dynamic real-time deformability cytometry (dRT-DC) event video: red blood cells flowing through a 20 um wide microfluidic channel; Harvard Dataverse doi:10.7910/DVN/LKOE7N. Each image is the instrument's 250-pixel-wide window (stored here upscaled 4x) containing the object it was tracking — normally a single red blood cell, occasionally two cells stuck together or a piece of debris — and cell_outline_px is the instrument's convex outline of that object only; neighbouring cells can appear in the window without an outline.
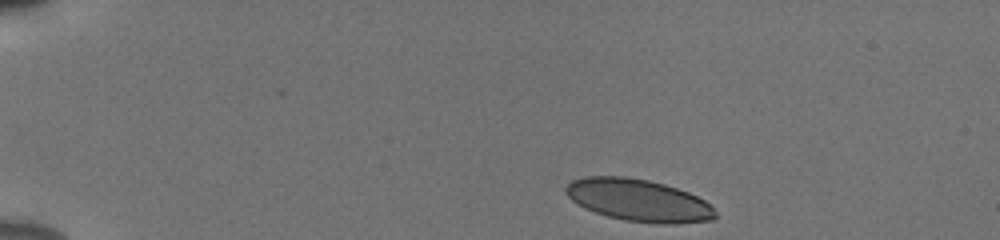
{"species": "human", "species_latin": "Homo sapiens", "temperature_condition": "cold", "stored_images_in_passage": 45, "camera_frame_rate_fps": 3000, "um_per_image_px": 0.085, "donor": {"sex": "male"}, "frame": {"image": 1, "passage_image": 1, "time_ms": 0.0, "image_size_px": [1000, 240], "cell_outline_px": [[716, 216], [712, 220], [676, 224], [664, 224], [624, 220], [608, 216], [584, 208], [572, 200], [564, 192], [564, 188], [572, 180], [584, 176], [624, 176], [648, 180], [664, 184], [688, 192], [704, 200], [716, 212]], "centroid_in_image_um": [54.25, 17.02], "position_along_channel_um": 30.7, "area_um2": 36.65}}
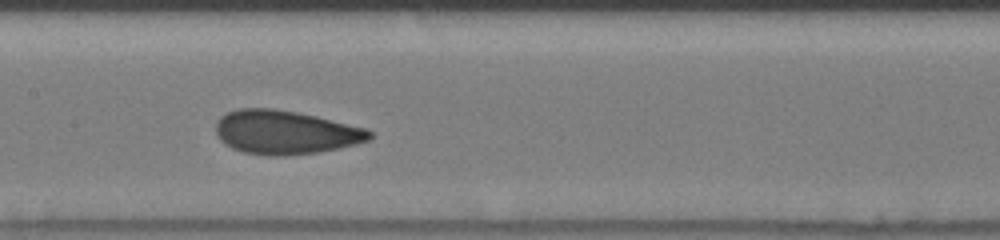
{"frame": {"image": 2, "passage_image": 20, "time_ms": 6.333, "image_size_px": [1000, 240], "cell_outline_px": [[372, 136], [368, 140], [356, 144], [320, 152], [276, 156], [272, 156], [244, 152], [232, 148], [224, 144], [216, 136], [216, 124], [220, 116], [228, 112], [240, 108], [272, 108], [296, 112], [316, 116], [364, 128], [372, 132]], "centroid_in_image_um": [24.21, 11.24], "position_along_channel_um": 183.2, "area_um2": 39.02}}
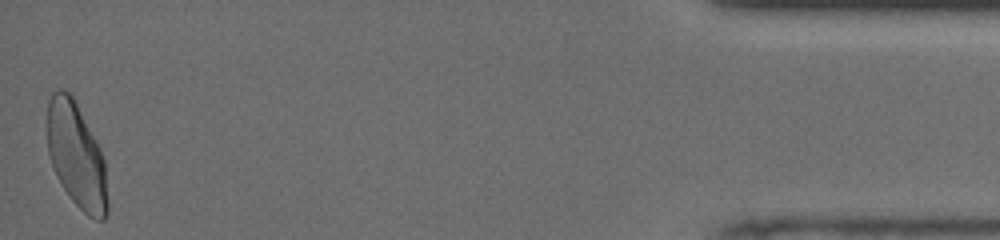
{"frame": {"image": 3, "passage_image": 45, "time_ms": 14.667, "image_size_px": [1000, 240], "cell_outline_px": [[108, 212], [104, 220], [96, 220], [88, 216], [72, 200], [56, 176], [48, 152], [48, 100], [52, 92], [60, 88], [64, 88], [72, 96], [96, 140], [100, 148], [104, 160], [108, 200]], "centroid_in_image_um": [6.51, 13.23], "position_along_channel_um": 428.7, "area_um2": 36.7}, "authors_computed_cell_mechanics": {"area_um2": 37.9168, "velocity_mm_per_s": 3.8409, "shape_relaxation_time_tau1_ms": 4.6012, "shape_relaxation_time_tau2_ms": 0.8303, "deformation_change_tau1": 0.1363, "deformation_change_tau2": 0.0486}}